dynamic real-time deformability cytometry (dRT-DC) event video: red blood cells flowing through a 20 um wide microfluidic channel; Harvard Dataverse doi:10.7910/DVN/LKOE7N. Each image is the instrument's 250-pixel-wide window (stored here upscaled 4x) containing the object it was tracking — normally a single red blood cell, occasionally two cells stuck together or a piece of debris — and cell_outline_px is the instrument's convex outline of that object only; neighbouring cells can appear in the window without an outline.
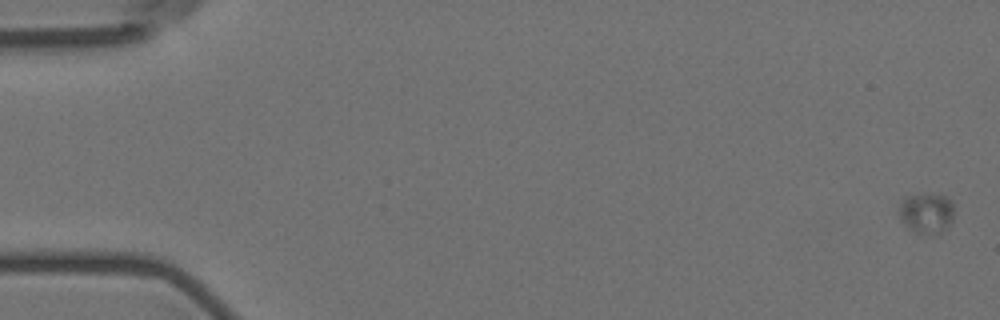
{"species": "Egyptian fruit bat (a non-hibernating species)", "species_latin": "Rousettus aegyptiacus", "temperature_condition": "room temperature", "stored_images_in_passage": 6, "camera_frame_rate_fps": 3000, "um_per_image_px": 0.085, "animal": {"sex": "female"}, "frame": {"image": 1, "passage_image": 1, "time_ms": 0.0, "image_size_px": [1000, 320], "cell_outline_px": [[952, 220], [940, 232], [928, 236], [920, 236], [908, 228], [900, 220], [896, 212], [904, 196], [920, 192], [944, 196], [952, 200]], "centroid_in_image_um": [78.66, 18.11], "position_along_channel_um": 6.3, "area_um2": 13.53}}